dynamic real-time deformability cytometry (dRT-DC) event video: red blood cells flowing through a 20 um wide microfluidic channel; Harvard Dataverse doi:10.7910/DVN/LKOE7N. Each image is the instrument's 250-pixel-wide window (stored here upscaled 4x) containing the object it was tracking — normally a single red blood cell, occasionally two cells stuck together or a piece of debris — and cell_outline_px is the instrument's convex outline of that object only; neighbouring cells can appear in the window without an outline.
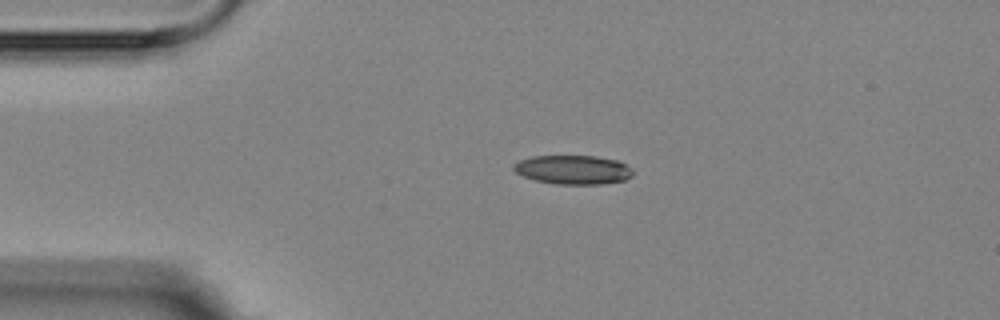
{"species": "Egyptian fruit bat (a non-hibernating species)", "species_latin": "Rousettus aegyptiacus", "temperature_condition": "room temperature", "stored_images_in_passage": 2, "camera_frame_rate_fps": 3000, "um_per_image_px": 0.085, "animal": {"sex": "female"}, "frame": {"image": 1, "passage_image": 1, "time_ms": 0.0, "image_size_px": [1000, 320], "cell_outline_px": [[632, 176], [624, 180], [600, 184], [556, 184], [536, 180], [524, 176], [516, 172], [512, 168], [512, 164], [520, 160], [532, 156], [596, 156], [616, 160], [632, 168]], "centroid_in_image_um": [48.69, 14.42], "position_along_channel_um": 36.3, "area_um2": 20.06}}